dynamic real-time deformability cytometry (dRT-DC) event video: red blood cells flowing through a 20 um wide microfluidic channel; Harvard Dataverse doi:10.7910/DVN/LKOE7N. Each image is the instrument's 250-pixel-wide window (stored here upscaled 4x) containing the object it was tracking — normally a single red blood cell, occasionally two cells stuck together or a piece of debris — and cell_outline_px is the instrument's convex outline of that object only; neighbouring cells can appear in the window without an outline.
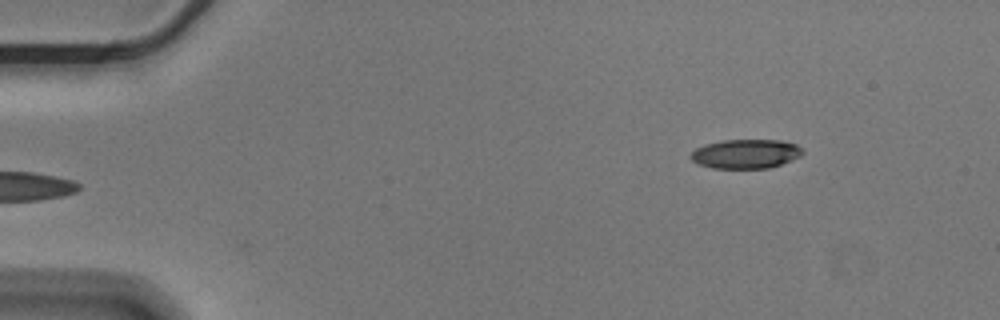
{"species": "Egyptian fruit bat (a non-hibernating species)", "species_latin": "Rousettus aegyptiacus", "temperature_condition": "cold", "stored_images_in_passage": 48, "camera_frame_rate_fps": 3000, "um_per_image_px": 0.085, "animal": {"sex": "male"}, "frame": {"image": 1, "passage_image": 1, "time_ms": 0.0, "image_size_px": [1000, 320], "cell_outline_px": [[804, 152], [800, 156], [792, 160], [768, 168], [712, 168], [696, 164], [692, 160], [692, 152], [696, 148], [704, 144], [720, 140], [780, 140], [796, 144]], "centroid_in_image_um": [63.37, 13.07], "position_along_channel_um": 21.6, "area_um2": 19.02}}
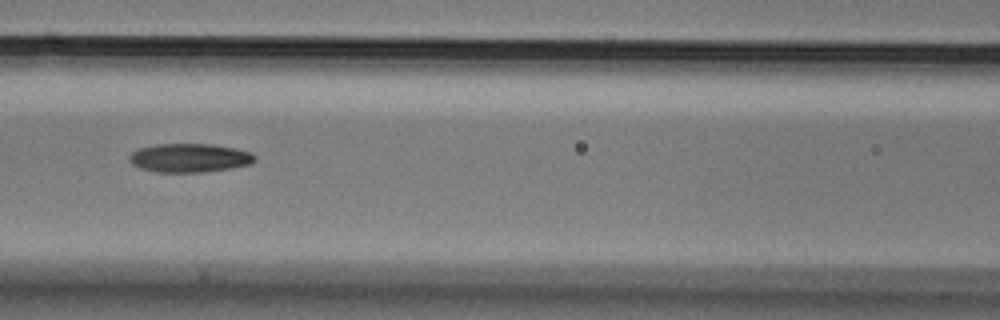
{"frame": {"image": 2, "passage_image": 19, "time_ms": 6.0, "image_size_px": [1000, 320], "cell_outline_px": [[256, 160], [248, 164], [232, 168], [204, 172], [156, 172], [140, 168], [132, 164], [128, 160], [128, 156], [132, 152], [140, 148], [156, 144], [212, 144], [236, 148], [252, 152], [256, 156]], "centroid_in_image_um": [16.11, 13.42], "position_along_channel_um": 150.5, "area_um2": 21.15}}
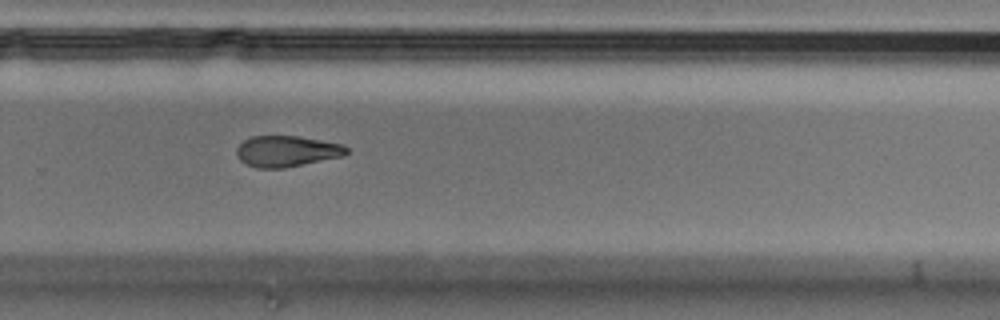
{"frame": {"image": 3, "passage_image": 32, "time_ms": 10.333, "image_size_px": [1000, 320], "cell_outline_px": [[348, 152], [344, 156], [284, 168], [256, 168], [240, 160], [236, 156], [236, 148], [244, 140], [252, 136], [296, 136], [344, 144], [348, 148]], "centroid_in_image_um": [24.38, 12.85], "position_along_channel_um": 305.4, "area_um2": 19.88}, "authors_computed_cell_mechanics": {"area_um2": 20.0566, "velocity_mm_per_s": 3.5857, "shape_relaxation_time_tau1_ms": 4.2955, "shape_relaxation_time_tau2_ms": 6.4266, "deformation_change_tau1": 0.1539, "deformation_change_tau2": 0.1417}}